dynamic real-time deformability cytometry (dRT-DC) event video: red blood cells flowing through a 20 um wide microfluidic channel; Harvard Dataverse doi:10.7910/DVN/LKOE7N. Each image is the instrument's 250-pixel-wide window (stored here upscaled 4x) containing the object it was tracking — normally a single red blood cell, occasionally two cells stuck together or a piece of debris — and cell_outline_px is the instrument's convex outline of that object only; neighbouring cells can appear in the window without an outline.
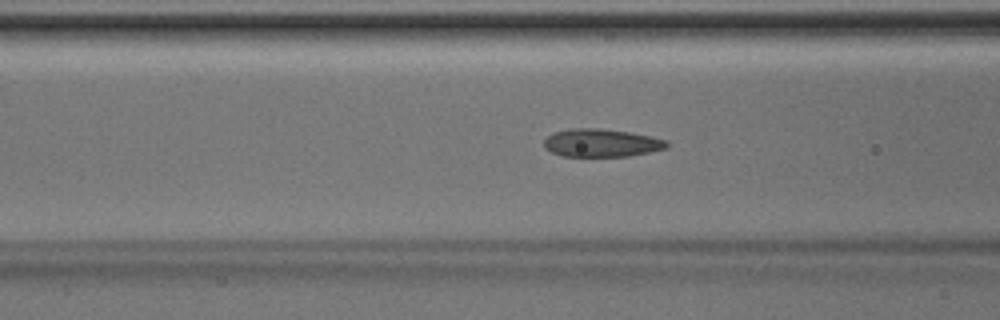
{"species": "Egyptian fruit bat (a non-hibernating species)", "species_latin": "Rousettus aegyptiacus", "temperature_condition": "room temperature", "stored_images_in_passage": 30, "camera_frame_rate_fps": 3000, "um_per_image_px": 0.085, "animal": {"sex": "male"}, "frame": {"image": 1, "passage_image": 6, "time_ms": 1.667, "image_size_px": [1000, 320], "cell_outline_px": [[668, 148], [628, 156], [560, 156], [544, 148], [544, 140], [552, 132], [572, 128], [600, 128], [628, 132], [668, 140]], "centroid_in_image_um": [51.09, 12.14], "position_along_channel_um": 115.5, "area_um2": 20.0}}
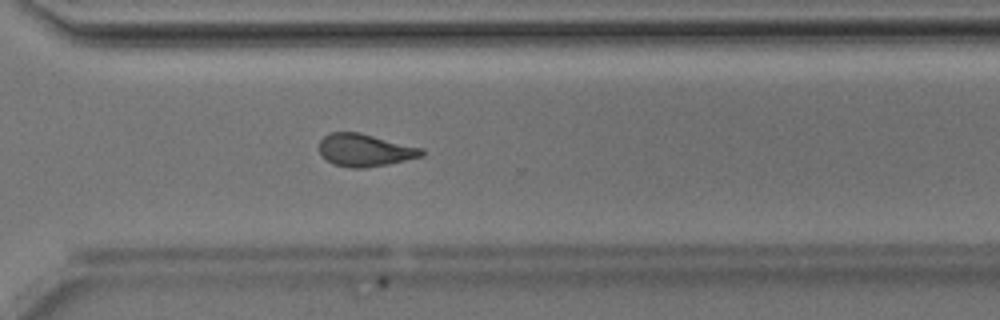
{"frame": {"image": 2, "passage_image": 22, "time_ms": 7.0, "image_size_px": [1000, 320], "cell_outline_px": [[424, 156], [388, 164], [364, 168], [348, 168], [332, 164], [320, 156], [320, 140], [328, 132], [360, 132], [424, 148]], "centroid_in_image_um": [31.01, 12.76], "position_along_channel_um": 339.6, "area_um2": 19.77}}
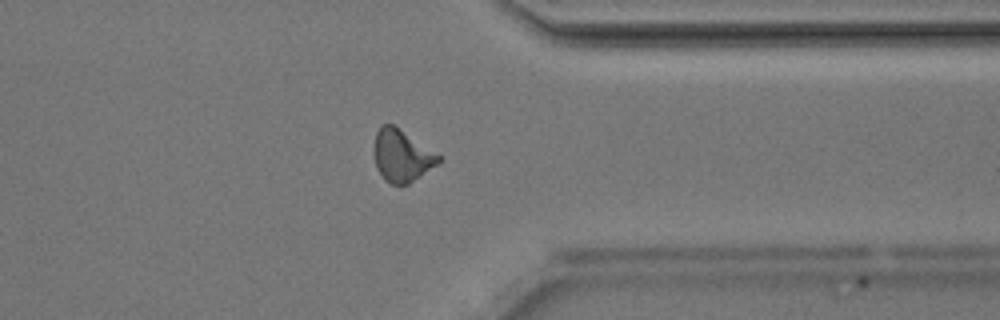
{"frame": {"image": 3, "passage_image": 25, "time_ms": 8.0, "image_size_px": [1000, 320], "cell_outline_px": [[440, 160], [436, 164], [408, 184], [392, 184], [384, 180], [376, 168], [372, 152], [376, 132], [380, 124], [392, 124], [440, 156]], "centroid_in_image_um": [34.06, 13.23], "position_along_channel_um": 377.3, "area_um2": 19.25}}